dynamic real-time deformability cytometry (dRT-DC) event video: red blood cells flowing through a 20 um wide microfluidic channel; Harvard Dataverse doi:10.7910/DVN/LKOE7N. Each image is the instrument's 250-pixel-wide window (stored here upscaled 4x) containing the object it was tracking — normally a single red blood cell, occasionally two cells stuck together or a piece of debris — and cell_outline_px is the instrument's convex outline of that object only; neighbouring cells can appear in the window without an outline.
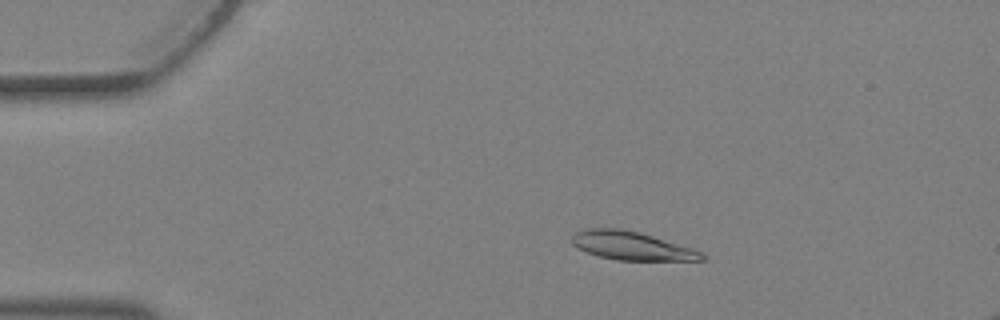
{"species": "Egyptian fruit bat (a non-hibernating species)", "species_latin": "Rousettus aegyptiacus", "temperature_condition": "warm", "stored_images_in_passage": 4, "camera_frame_rate_fps": 3000, "um_per_image_px": 0.085, "animal": {"sex": "female"}, "frame": {"image": 1, "passage_image": 3, "time_ms": 0.667, "image_size_px": [1000, 320], "cell_outline_px": [[708, 256], [704, 260], [616, 260], [600, 256], [576, 248], [572, 244], [572, 236], [576, 232], [588, 228], [620, 228], [640, 232], [692, 248], [704, 252]], "centroid_in_image_um": [53.71, 20.89], "position_along_channel_um": 31.3, "area_um2": 21.56}}